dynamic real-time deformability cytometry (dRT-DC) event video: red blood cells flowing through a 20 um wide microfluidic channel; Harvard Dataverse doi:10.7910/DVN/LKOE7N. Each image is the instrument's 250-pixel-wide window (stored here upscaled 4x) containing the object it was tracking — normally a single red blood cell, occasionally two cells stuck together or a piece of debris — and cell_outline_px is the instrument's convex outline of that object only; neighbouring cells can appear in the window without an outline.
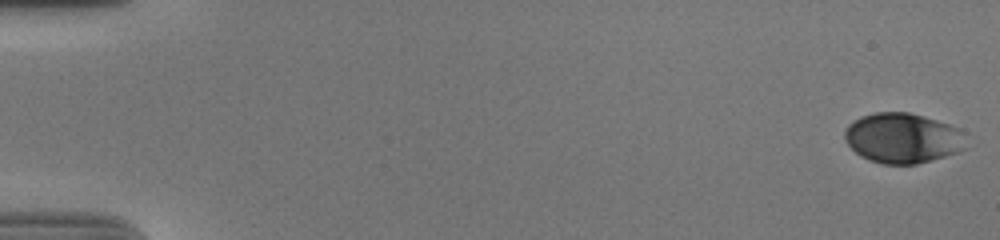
{"species": "human", "species_latin": "Homo sapiens", "temperature_condition": "cold", "stored_images_in_passage": 56, "camera_frame_rate_fps": 3000, "um_per_image_px": 0.085, "donor": {"sex": "male"}, "frame": {"image": 1, "passage_image": 1, "time_ms": 0.0, "image_size_px": [1000, 240], "cell_outline_px": [[968, 148], [944, 156], [916, 164], [880, 164], [868, 160], [860, 156], [844, 140], [844, 132], [848, 124], [852, 120], [860, 116], [876, 112], [908, 112], [924, 116], [960, 128], [968, 132]], "centroid_in_image_um": [76.77, 11.73], "position_along_channel_um": 8.2, "area_um2": 36.13}}
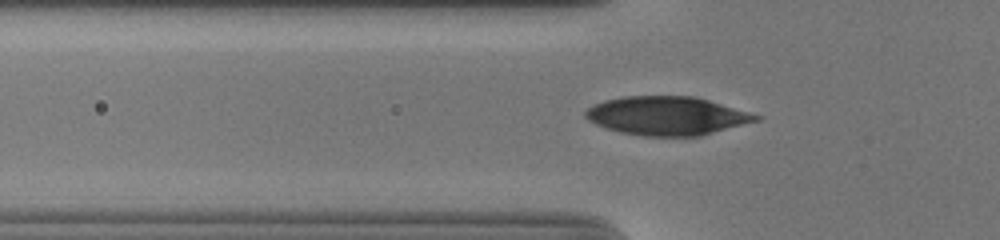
{"frame": {"image": 2, "passage_image": 20, "time_ms": 6.333, "image_size_px": [1000, 240], "cell_outline_px": [[764, 116], [760, 120], [700, 136], [644, 136], [620, 132], [604, 128], [588, 120], [584, 116], [584, 112], [592, 104], [604, 100], [624, 96], [692, 96], [708, 100]], "centroid_in_image_um": [56.67, 9.84], "position_along_channel_um": 69.1, "area_um2": 38.49}}
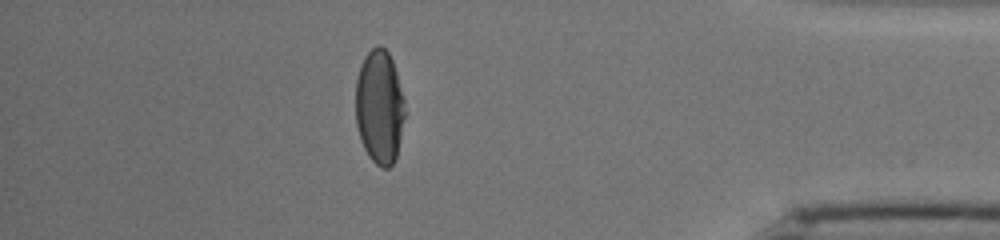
{"frame": {"image": 3, "passage_image": 50, "time_ms": 16.333, "image_size_px": [1000, 240], "cell_outline_px": [[404, 116], [396, 156], [392, 164], [388, 168], [380, 168], [368, 156], [360, 140], [356, 124], [356, 80], [360, 64], [364, 56], [376, 44], [380, 44], [388, 52], [392, 60], [396, 72], [404, 100]], "centroid_in_image_um": [32.23, 9.07], "position_along_channel_um": 403.0, "area_um2": 32.71}, "authors_computed_cell_mechanics": {"area_um2": 36.6741, "velocity_mm_per_s": 3.6935, "shape_relaxation_time_tau1_ms": 4.0586, "shape_relaxation_time_tau2_ms": null, "deformation_change_tau1": 0.1762, "deformation_change_tau2": null}}